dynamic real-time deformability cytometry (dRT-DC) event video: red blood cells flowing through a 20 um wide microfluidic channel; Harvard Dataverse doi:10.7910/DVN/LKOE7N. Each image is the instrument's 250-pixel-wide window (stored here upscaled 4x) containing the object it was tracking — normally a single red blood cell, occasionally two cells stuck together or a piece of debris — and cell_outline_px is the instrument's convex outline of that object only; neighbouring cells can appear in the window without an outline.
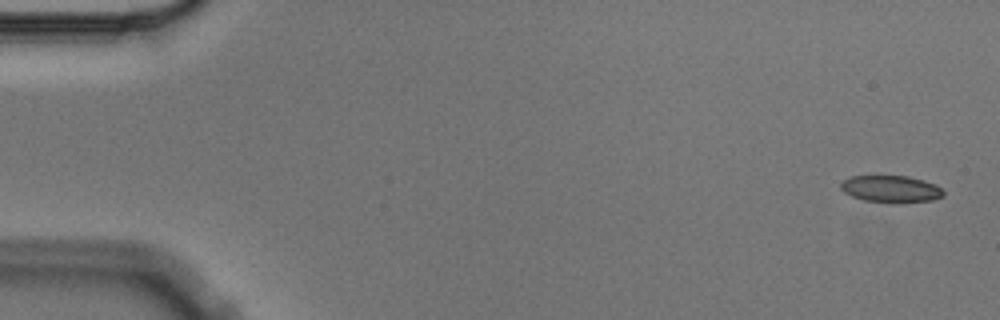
{"species": "Egyptian fruit bat (a non-hibernating species)", "species_latin": "Rousettus aegyptiacus", "temperature_condition": "cold", "stored_images_in_passage": 4, "camera_frame_rate_fps": 3000, "um_per_image_px": 0.085, "animal": {"sex": "male"}, "frame": {"image": 1, "passage_image": 1, "time_ms": 0.0, "image_size_px": [1000, 320], "cell_outline_px": [[944, 196], [932, 200], [900, 204], [892, 204], [864, 200], [852, 196], [844, 192], [840, 188], [840, 184], [844, 180], [852, 176], [908, 176], [924, 180], [936, 184], [944, 192]], "centroid_in_image_um": [75.76, 16.08], "position_along_channel_um": 9.2, "area_um2": 16.42}}
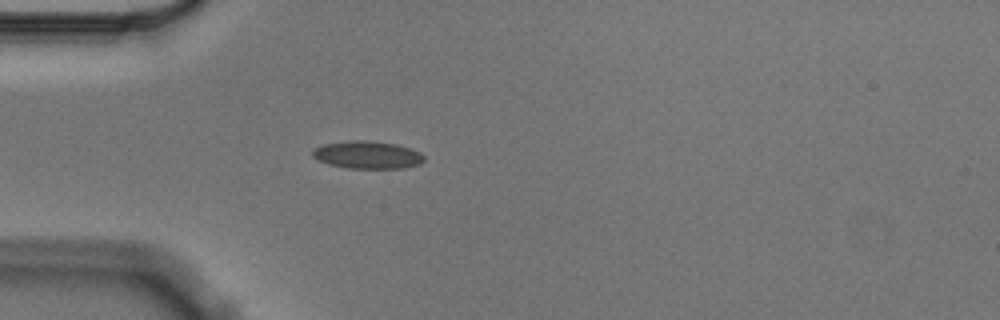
{"frame": {"image": 2, "passage_image": 4, "time_ms": 1.0, "image_size_px": [1000, 320], "cell_outline_px": [[424, 160], [420, 164], [404, 168], [348, 168], [328, 164], [312, 156], [312, 152], [316, 148], [324, 144], [352, 140], [368, 140], [396, 144], [420, 152], [424, 156]], "centroid_in_image_um": [31.25, 13.16], "position_along_channel_um": 53.7, "area_um2": 17.8}}